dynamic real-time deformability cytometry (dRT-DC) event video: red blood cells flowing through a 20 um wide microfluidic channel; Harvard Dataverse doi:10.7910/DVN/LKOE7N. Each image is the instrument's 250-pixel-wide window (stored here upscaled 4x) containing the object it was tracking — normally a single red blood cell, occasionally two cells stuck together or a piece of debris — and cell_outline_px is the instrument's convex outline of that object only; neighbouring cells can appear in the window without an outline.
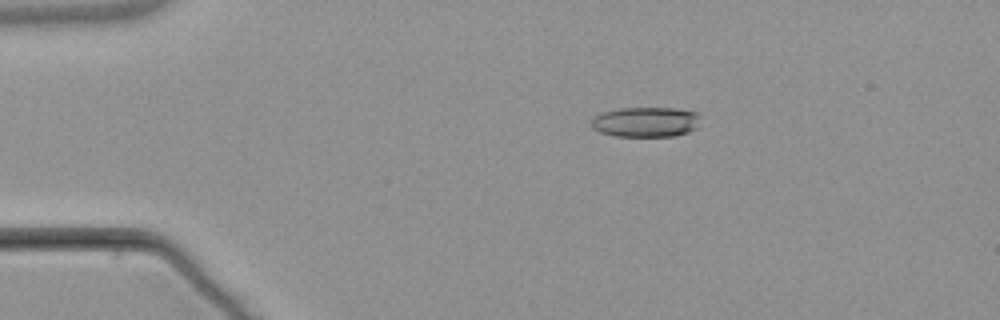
{"species": "common noctule bat (a hibernating species)", "species_latin": "Nyctalus noctula", "temperature_condition": "warm", "stored_images_in_passage": 6, "camera_frame_rate_fps": 3000, "um_per_image_px": 0.085, "animal": {"sex": "male", "body_mass_g": 21.5, "forearm_length_mm": 52.0}, "frame": {"image": 1, "passage_image": 3, "time_ms": 2.667, "image_size_px": [1000, 320], "cell_outline_px": [[700, 116], [696, 128], [688, 132], [676, 136], [616, 136], [600, 132], [592, 128], [592, 116], [600, 112], [620, 108], [676, 108], [696, 112]], "centroid_in_image_um": [54.87, 10.36], "position_along_channel_um": 30.1, "area_um2": 19.25}}
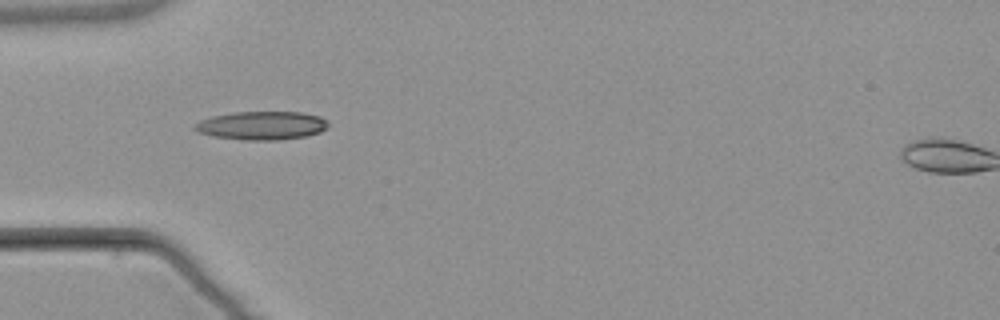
{"frame": {"image": 2, "passage_image": 5, "time_ms": 5.0, "image_size_px": [1000, 320], "cell_outline_px": [[328, 128], [320, 132], [308, 136], [276, 140], [244, 140], [212, 136], [196, 132], [192, 128], [200, 120], [212, 116], [232, 112], [304, 112], [320, 116], [328, 120]], "centroid_in_image_um": [22.26, 10.67], "position_along_channel_um": 62.7, "area_um2": 22.43}}
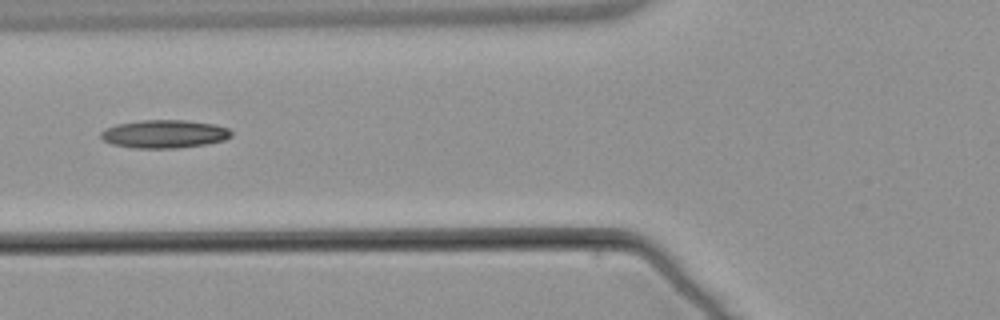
{"frame": {"image": 3, "passage_image": 6, "time_ms": 6.333, "image_size_px": [1000, 320], "cell_outline_px": [[232, 136], [224, 140], [208, 144], [180, 148], [132, 148], [112, 144], [104, 140], [100, 136], [100, 132], [104, 128], [116, 124], [140, 120], [184, 120], [216, 124], [228, 128], [232, 132]], "centroid_in_image_um": [13.97, 11.39], "position_along_channel_um": 111.8, "area_um2": 21.68}}